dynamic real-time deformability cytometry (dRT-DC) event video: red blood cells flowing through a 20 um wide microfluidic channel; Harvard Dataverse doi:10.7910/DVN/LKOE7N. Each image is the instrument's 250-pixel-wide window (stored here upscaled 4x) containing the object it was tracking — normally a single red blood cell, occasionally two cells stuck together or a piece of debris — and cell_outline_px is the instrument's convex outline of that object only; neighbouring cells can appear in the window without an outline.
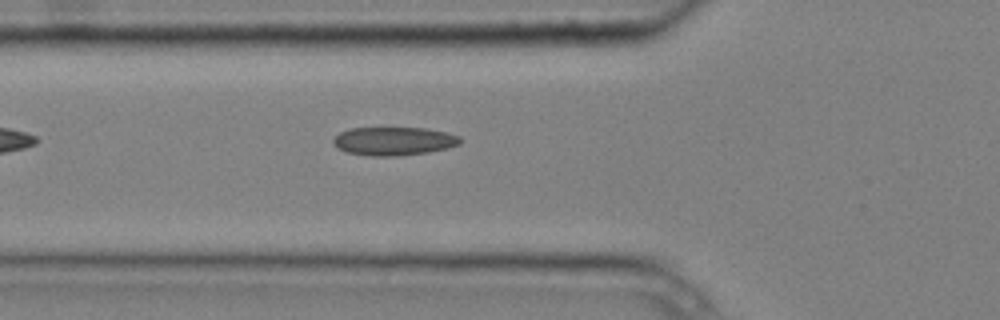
{"species": "common noctule bat (a hibernating species)", "species_latin": "Nyctalus noctula", "temperature_condition": "cold", "stored_images_in_passage": 2, "camera_frame_rate_fps": 3000, "um_per_image_px": 0.085, "animal": {"sex": "male", "body_mass_g": 20.4}, "frame": {"image": 1, "passage_image": 2, "time_ms": 0.333, "image_size_px": [1000, 320], "cell_outline_px": [[460, 144], [448, 148], [428, 152], [396, 156], [372, 156], [348, 152], [336, 148], [332, 140], [340, 132], [348, 128], [424, 128], [444, 132], [460, 136]], "centroid_in_image_um": [33.45, 11.99], "position_along_channel_um": 92.3, "area_um2": 20.92}}